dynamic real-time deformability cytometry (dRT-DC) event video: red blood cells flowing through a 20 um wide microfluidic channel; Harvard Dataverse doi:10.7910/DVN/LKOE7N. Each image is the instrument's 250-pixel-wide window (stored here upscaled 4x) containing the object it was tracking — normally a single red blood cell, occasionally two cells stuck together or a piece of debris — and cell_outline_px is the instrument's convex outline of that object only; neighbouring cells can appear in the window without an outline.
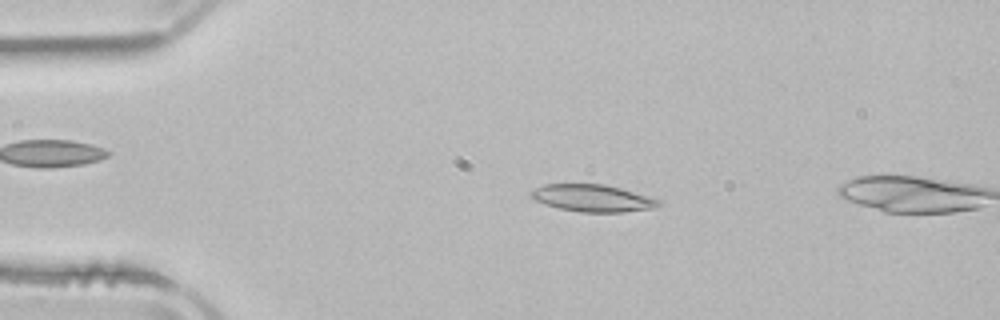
{"species": "common noctule bat (a hibernating species)", "species_latin": "Nyctalus noctula", "temperature_condition": "room temperature", "stored_images_in_passage": 2, "camera_frame_rate_fps": 3000, "um_per_image_px": 0.085, "animal": {"sex": "male", "body_mass_g": 21.5, "forearm_length_mm": 52.0}, "frame": {"image": 1, "passage_image": 1, "time_ms": 0.0, "image_size_px": [1000, 320], "cell_outline_px": [[660, 204], [656, 208], [620, 212], [580, 212], [560, 208], [544, 204], [528, 196], [536, 188], [544, 184], [604, 184], [620, 188], [648, 196], [660, 200]], "centroid_in_image_um": [50.37, 16.84], "position_along_channel_um": 34.6, "area_um2": 20.0}}